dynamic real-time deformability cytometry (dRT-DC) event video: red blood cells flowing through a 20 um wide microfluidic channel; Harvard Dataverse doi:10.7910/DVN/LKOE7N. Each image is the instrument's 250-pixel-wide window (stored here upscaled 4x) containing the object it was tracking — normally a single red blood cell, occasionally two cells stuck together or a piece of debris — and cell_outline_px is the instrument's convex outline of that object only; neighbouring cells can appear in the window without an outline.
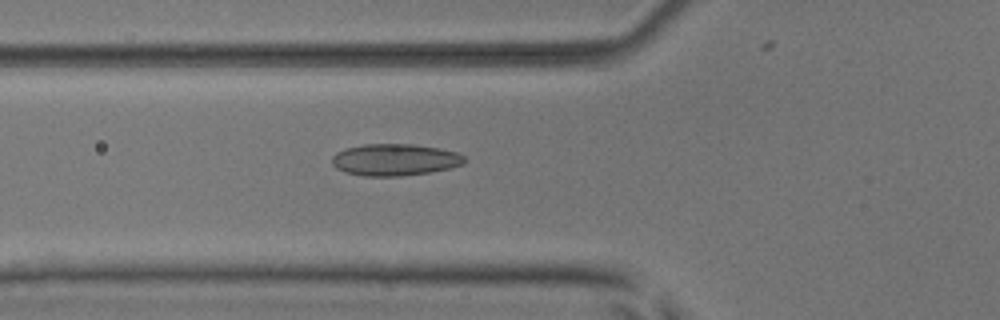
{"species": "common noctule bat (a hibernating species)", "species_latin": "Nyctalus noctula", "temperature_condition": "room temperature", "stored_images_in_passage": 53, "camera_frame_rate_fps": 3000, "um_per_image_px": 0.085, "animal": {"sex": "male", "body_mass_g": 17.9, "forearm_length_mm": 54.2}, "frame": {"image": 1, "passage_image": 20, "time_ms": 6.333, "image_size_px": [1000, 320], "cell_outline_px": [[468, 160], [464, 164], [452, 168], [428, 172], [400, 176], [364, 176], [344, 172], [336, 168], [332, 164], [332, 156], [336, 152], [344, 148], [364, 144], [412, 144], [436, 148], [456, 152], [464, 156]], "centroid_in_image_um": [33.55, 13.58], "position_along_channel_um": 92.3, "area_um2": 24.68}}
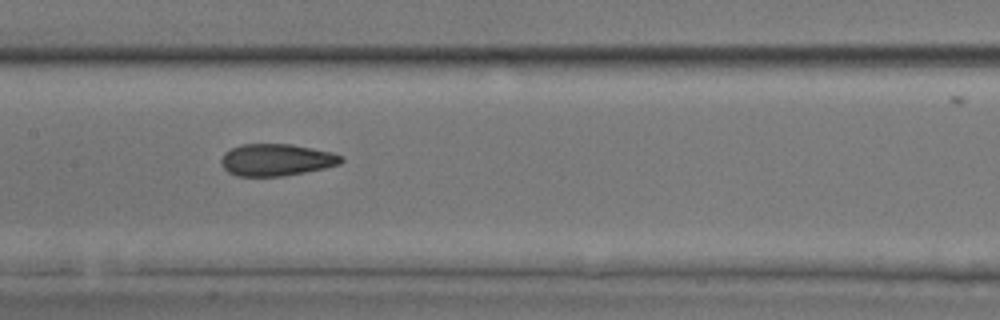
{"frame": {"image": 2, "passage_image": 27, "time_ms": 8.667, "image_size_px": [1000, 320], "cell_outline_px": [[344, 160], [340, 164], [324, 168], [284, 176], [236, 176], [228, 172], [224, 168], [220, 160], [224, 152], [240, 144], [292, 144], [332, 152], [344, 156]], "centroid_in_image_um": [23.5, 13.58], "position_along_channel_um": 183.9, "area_um2": 22.48}}
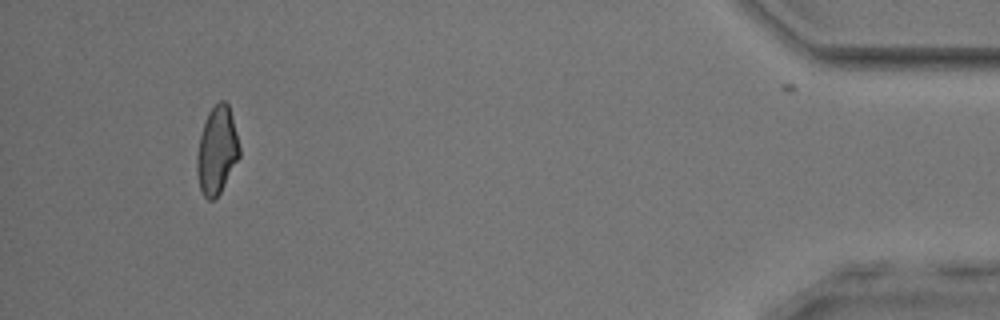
{"frame": {"image": 3, "passage_image": 50, "time_ms": 16.333, "image_size_px": [1000, 320], "cell_outline_px": [[240, 156], [220, 192], [212, 200], [208, 200], [204, 196], [200, 188], [196, 172], [196, 156], [200, 136], [208, 112], [220, 100], [224, 100], [228, 104], [232, 116], [240, 148]], "centroid_in_image_um": [18.43, 12.78], "position_along_channel_um": 416.8, "area_um2": 21.5}, "authors_computed_cell_mechanics": {"area_um2": 22.7154, "velocity_mm_per_s": 3.9224, "shape_relaxation_time_tau1_ms": null, "shape_relaxation_time_tau2_ms": 1.7268, "deformation_change_tau1": null, "deformation_change_tau2": 0.0868}}